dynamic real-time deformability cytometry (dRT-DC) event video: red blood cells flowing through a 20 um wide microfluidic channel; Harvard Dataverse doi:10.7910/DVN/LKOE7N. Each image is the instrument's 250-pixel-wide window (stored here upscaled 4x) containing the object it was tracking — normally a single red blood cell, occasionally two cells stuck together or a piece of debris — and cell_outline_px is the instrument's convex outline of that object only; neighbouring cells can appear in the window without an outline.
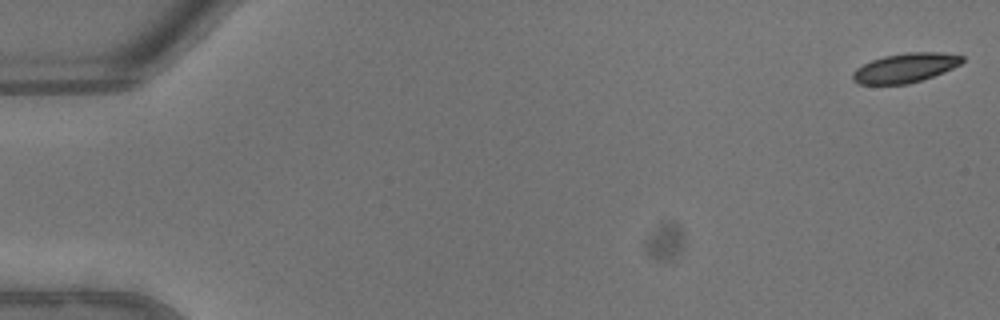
{"species": "common noctule bat (a hibernating species)", "species_latin": "Nyctalus noctula", "temperature_condition": "warm", "stored_images_in_passage": 45, "camera_frame_rate_fps": 3000, "um_per_image_px": 0.085, "animal": {"sex": "male", "body_mass_g": 13.3}, "frame": {"image": 1, "passage_image": 1, "time_ms": 0.0, "image_size_px": [1000, 320], "cell_outline_px": [[964, 60], [960, 64], [944, 72], [908, 84], [860, 84], [852, 80], [852, 72], [856, 68], [872, 60], [884, 56], [908, 52], [940, 52], [964, 56]], "centroid_in_image_um": [76.94, 5.76], "position_along_channel_um": 8.1, "area_um2": 18.61}}
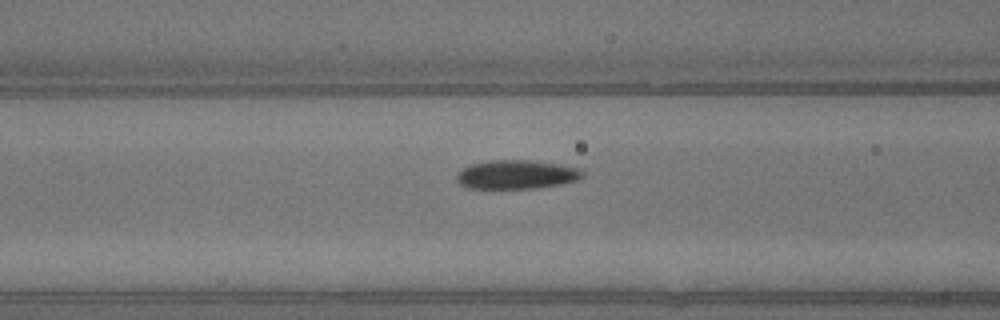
{"frame": {"image": 2, "passage_image": 19, "time_ms": 6.0, "image_size_px": [1000, 320], "cell_outline_px": [[584, 176], [576, 180], [560, 184], [536, 188], [468, 188], [460, 184], [456, 180], [456, 176], [464, 168], [472, 164], [488, 160], [528, 160], [556, 164], [576, 168], [584, 172]], "centroid_in_image_um": [43.88, 14.84], "position_along_channel_um": 122.7, "area_um2": 20.87}}
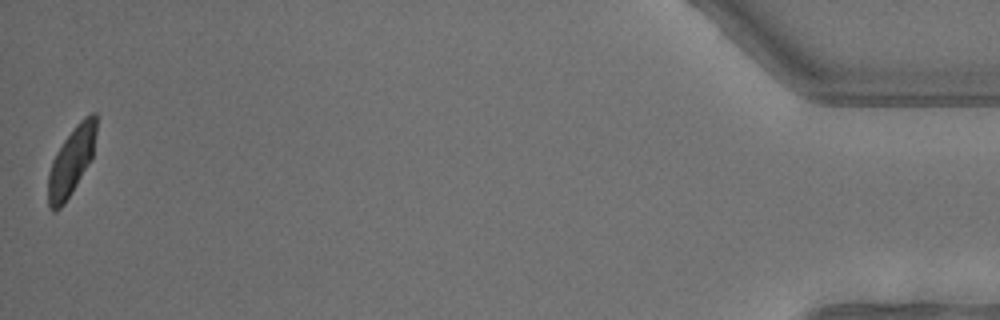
{"frame": {"image": 3, "passage_image": 45, "time_ms": 14.667, "image_size_px": [1000, 320], "cell_outline_px": [[96, 132], [92, 156], [72, 192], [64, 204], [56, 212], [52, 212], [48, 208], [48, 172], [52, 160], [56, 152], [64, 140], [76, 124], [84, 116], [92, 112], [96, 112]], "centroid_in_image_um": [6.03, 13.72], "position_along_channel_um": 429.2, "area_um2": 19.02}, "authors_computed_cell_mechanics": {"area_um2": 20.6346, "velocity_mm_per_s": 4.6478, "shape_relaxation_time_tau1_ms": 2.406, "shape_relaxation_time_tau2_ms": null, "deformation_change_tau1": 0.1093, "deformation_change_tau2": null}}